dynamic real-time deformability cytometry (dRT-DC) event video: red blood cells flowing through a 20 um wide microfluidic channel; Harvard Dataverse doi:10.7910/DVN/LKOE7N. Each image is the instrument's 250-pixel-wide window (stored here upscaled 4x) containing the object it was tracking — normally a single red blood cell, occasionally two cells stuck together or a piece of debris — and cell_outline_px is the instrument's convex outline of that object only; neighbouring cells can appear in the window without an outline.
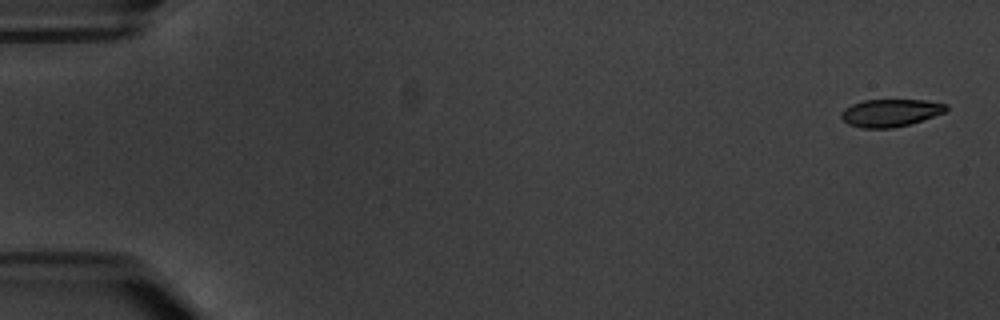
{"species": "common noctule bat (a hibernating species)", "species_latin": "Nyctalus noctula", "temperature_condition": "warm", "stored_images_in_passage": 2, "camera_frame_rate_fps": 3000, "um_per_image_px": 0.085, "animal": {"sex": "male", "body_mass_g": 20.1, "forearm_length_mm": 53.5}, "frame": {"image": 1, "passage_image": 1, "time_ms": 0.0, "image_size_px": [1000, 320], "cell_outline_px": [[948, 108], [944, 112], [908, 124], [892, 128], [860, 128], [848, 124], [840, 116], [840, 112], [844, 108], [852, 104], [864, 100], [924, 100], [948, 104]], "centroid_in_image_um": [75.64, 9.58], "position_along_channel_um": 9.4, "area_um2": 16.7}}